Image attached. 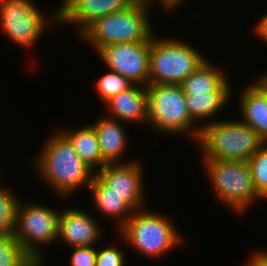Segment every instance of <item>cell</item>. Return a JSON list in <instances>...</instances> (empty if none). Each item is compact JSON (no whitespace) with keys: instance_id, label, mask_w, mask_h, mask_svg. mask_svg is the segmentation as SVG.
Returning <instances> with one entry per match:
<instances>
[{"instance_id":"obj_18","label":"cell","mask_w":267,"mask_h":266,"mask_svg":"<svg viewBox=\"0 0 267 266\" xmlns=\"http://www.w3.org/2000/svg\"><path fill=\"white\" fill-rule=\"evenodd\" d=\"M243 88L239 98L241 122L253 128L267 143V96L255 83Z\"/></svg>"},{"instance_id":"obj_19","label":"cell","mask_w":267,"mask_h":266,"mask_svg":"<svg viewBox=\"0 0 267 266\" xmlns=\"http://www.w3.org/2000/svg\"><path fill=\"white\" fill-rule=\"evenodd\" d=\"M60 128L59 130L68 138L74 150L82 161L95 173L103 168L107 163L103 160L97 135L94 128L87 124L75 130L74 128Z\"/></svg>"},{"instance_id":"obj_24","label":"cell","mask_w":267,"mask_h":266,"mask_svg":"<svg viewBox=\"0 0 267 266\" xmlns=\"http://www.w3.org/2000/svg\"><path fill=\"white\" fill-rule=\"evenodd\" d=\"M18 200L7 186L0 188V236L13 233Z\"/></svg>"},{"instance_id":"obj_32","label":"cell","mask_w":267,"mask_h":266,"mask_svg":"<svg viewBox=\"0 0 267 266\" xmlns=\"http://www.w3.org/2000/svg\"><path fill=\"white\" fill-rule=\"evenodd\" d=\"M27 266H43V262L32 260Z\"/></svg>"},{"instance_id":"obj_4","label":"cell","mask_w":267,"mask_h":266,"mask_svg":"<svg viewBox=\"0 0 267 266\" xmlns=\"http://www.w3.org/2000/svg\"><path fill=\"white\" fill-rule=\"evenodd\" d=\"M169 217L144 208L135 211L116 232L138 253L158 259L184 241Z\"/></svg>"},{"instance_id":"obj_25","label":"cell","mask_w":267,"mask_h":266,"mask_svg":"<svg viewBox=\"0 0 267 266\" xmlns=\"http://www.w3.org/2000/svg\"><path fill=\"white\" fill-rule=\"evenodd\" d=\"M125 254L116 246H104L102 249H97L95 266H124Z\"/></svg>"},{"instance_id":"obj_2","label":"cell","mask_w":267,"mask_h":266,"mask_svg":"<svg viewBox=\"0 0 267 266\" xmlns=\"http://www.w3.org/2000/svg\"><path fill=\"white\" fill-rule=\"evenodd\" d=\"M204 160L248 162L265 142L258 133L241 122L209 121L202 126L197 139Z\"/></svg>"},{"instance_id":"obj_21","label":"cell","mask_w":267,"mask_h":266,"mask_svg":"<svg viewBox=\"0 0 267 266\" xmlns=\"http://www.w3.org/2000/svg\"><path fill=\"white\" fill-rule=\"evenodd\" d=\"M32 260L13 233L0 236V266H27Z\"/></svg>"},{"instance_id":"obj_9","label":"cell","mask_w":267,"mask_h":266,"mask_svg":"<svg viewBox=\"0 0 267 266\" xmlns=\"http://www.w3.org/2000/svg\"><path fill=\"white\" fill-rule=\"evenodd\" d=\"M53 13L46 17L31 0H0V28L13 43L28 48L47 27L57 25Z\"/></svg>"},{"instance_id":"obj_7","label":"cell","mask_w":267,"mask_h":266,"mask_svg":"<svg viewBox=\"0 0 267 266\" xmlns=\"http://www.w3.org/2000/svg\"><path fill=\"white\" fill-rule=\"evenodd\" d=\"M215 196L226 206L241 214L254 203L263 200L256 192L248 162L203 160ZM248 207V208H247Z\"/></svg>"},{"instance_id":"obj_15","label":"cell","mask_w":267,"mask_h":266,"mask_svg":"<svg viewBox=\"0 0 267 266\" xmlns=\"http://www.w3.org/2000/svg\"><path fill=\"white\" fill-rule=\"evenodd\" d=\"M122 124L123 122L120 123L106 115L94 124H90L97 135L102 158L107 164L132 162L121 161L128 146L126 130Z\"/></svg>"},{"instance_id":"obj_3","label":"cell","mask_w":267,"mask_h":266,"mask_svg":"<svg viewBox=\"0 0 267 266\" xmlns=\"http://www.w3.org/2000/svg\"><path fill=\"white\" fill-rule=\"evenodd\" d=\"M151 5L134 2L128 8L97 19L80 39L96 49L115 43L150 42L153 34ZM151 24V25H150Z\"/></svg>"},{"instance_id":"obj_10","label":"cell","mask_w":267,"mask_h":266,"mask_svg":"<svg viewBox=\"0 0 267 266\" xmlns=\"http://www.w3.org/2000/svg\"><path fill=\"white\" fill-rule=\"evenodd\" d=\"M103 64L136 85L147 86L149 80L150 42L115 43L97 51Z\"/></svg>"},{"instance_id":"obj_27","label":"cell","mask_w":267,"mask_h":266,"mask_svg":"<svg viewBox=\"0 0 267 266\" xmlns=\"http://www.w3.org/2000/svg\"><path fill=\"white\" fill-rule=\"evenodd\" d=\"M251 256L246 266H267V250L256 251Z\"/></svg>"},{"instance_id":"obj_11","label":"cell","mask_w":267,"mask_h":266,"mask_svg":"<svg viewBox=\"0 0 267 266\" xmlns=\"http://www.w3.org/2000/svg\"><path fill=\"white\" fill-rule=\"evenodd\" d=\"M132 0H63L55 10L57 25L77 27L80 36L97 19L122 11L132 5Z\"/></svg>"},{"instance_id":"obj_12","label":"cell","mask_w":267,"mask_h":266,"mask_svg":"<svg viewBox=\"0 0 267 266\" xmlns=\"http://www.w3.org/2000/svg\"><path fill=\"white\" fill-rule=\"evenodd\" d=\"M138 161L106 164L96 174L111 191L125 196V201L135 210L144 209L143 166ZM144 202V203H143Z\"/></svg>"},{"instance_id":"obj_17","label":"cell","mask_w":267,"mask_h":266,"mask_svg":"<svg viewBox=\"0 0 267 266\" xmlns=\"http://www.w3.org/2000/svg\"><path fill=\"white\" fill-rule=\"evenodd\" d=\"M232 85L228 79L216 92L207 93H184L187 109L191 119L196 122H202L200 127L208 124L210 118L218 115L223 108H226L232 94ZM207 120V122H206Z\"/></svg>"},{"instance_id":"obj_26","label":"cell","mask_w":267,"mask_h":266,"mask_svg":"<svg viewBox=\"0 0 267 266\" xmlns=\"http://www.w3.org/2000/svg\"><path fill=\"white\" fill-rule=\"evenodd\" d=\"M70 266H95L97 249L95 246L72 247Z\"/></svg>"},{"instance_id":"obj_23","label":"cell","mask_w":267,"mask_h":266,"mask_svg":"<svg viewBox=\"0 0 267 266\" xmlns=\"http://www.w3.org/2000/svg\"><path fill=\"white\" fill-rule=\"evenodd\" d=\"M94 85L104 104L122 91L130 88L133 83L117 72L107 71L99 77Z\"/></svg>"},{"instance_id":"obj_8","label":"cell","mask_w":267,"mask_h":266,"mask_svg":"<svg viewBox=\"0 0 267 266\" xmlns=\"http://www.w3.org/2000/svg\"><path fill=\"white\" fill-rule=\"evenodd\" d=\"M20 201L16 206L13 234L33 260L44 262L39 246L52 244L58 239L60 212L35 203L24 205Z\"/></svg>"},{"instance_id":"obj_14","label":"cell","mask_w":267,"mask_h":266,"mask_svg":"<svg viewBox=\"0 0 267 266\" xmlns=\"http://www.w3.org/2000/svg\"><path fill=\"white\" fill-rule=\"evenodd\" d=\"M107 117L120 122L132 123L148 121V95L145 86L133 84L106 103Z\"/></svg>"},{"instance_id":"obj_5","label":"cell","mask_w":267,"mask_h":266,"mask_svg":"<svg viewBox=\"0 0 267 266\" xmlns=\"http://www.w3.org/2000/svg\"><path fill=\"white\" fill-rule=\"evenodd\" d=\"M178 38L152 36L148 84L180 85L207 58Z\"/></svg>"},{"instance_id":"obj_29","label":"cell","mask_w":267,"mask_h":266,"mask_svg":"<svg viewBox=\"0 0 267 266\" xmlns=\"http://www.w3.org/2000/svg\"><path fill=\"white\" fill-rule=\"evenodd\" d=\"M184 0H156V2L162 4L163 9L168 12L171 10H175L179 5H181Z\"/></svg>"},{"instance_id":"obj_16","label":"cell","mask_w":267,"mask_h":266,"mask_svg":"<svg viewBox=\"0 0 267 266\" xmlns=\"http://www.w3.org/2000/svg\"><path fill=\"white\" fill-rule=\"evenodd\" d=\"M91 191L93 205L96 210L109 219H115L116 228L119 230L132 216L135 210L125 201V196L111 191L109 187L96 173L88 187Z\"/></svg>"},{"instance_id":"obj_28","label":"cell","mask_w":267,"mask_h":266,"mask_svg":"<svg viewBox=\"0 0 267 266\" xmlns=\"http://www.w3.org/2000/svg\"><path fill=\"white\" fill-rule=\"evenodd\" d=\"M254 29V34L258 35L260 39L267 43V13L264 16L262 15V18L257 22Z\"/></svg>"},{"instance_id":"obj_13","label":"cell","mask_w":267,"mask_h":266,"mask_svg":"<svg viewBox=\"0 0 267 266\" xmlns=\"http://www.w3.org/2000/svg\"><path fill=\"white\" fill-rule=\"evenodd\" d=\"M102 228L91 215L78 209L60 211L58 241L72 247L95 246L102 238ZM60 238V239H59Z\"/></svg>"},{"instance_id":"obj_30","label":"cell","mask_w":267,"mask_h":266,"mask_svg":"<svg viewBox=\"0 0 267 266\" xmlns=\"http://www.w3.org/2000/svg\"><path fill=\"white\" fill-rule=\"evenodd\" d=\"M255 84L263 91V93L267 96V73L259 78V80L254 81Z\"/></svg>"},{"instance_id":"obj_20","label":"cell","mask_w":267,"mask_h":266,"mask_svg":"<svg viewBox=\"0 0 267 266\" xmlns=\"http://www.w3.org/2000/svg\"><path fill=\"white\" fill-rule=\"evenodd\" d=\"M227 78L219 67L213 66L206 59L180 85L184 93L216 92L228 80Z\"/></svg>"},{"instance_id":"obj_22","label":"cell","mask_w":267,"mask_h":266,"mask_svg":"<svg viewBox=\"0 0 267 266\" xmlns=\"http://www.w3.org/2000/svg\"><path fill=\"white\" fill-rule=\"evenodd\" d=\"M248 166L257 194L267 199V143L248 160Z\"/></svg>"},{"instance_id":"obj_6","label":"cell","mask_w":267,"mask_h":266,"mask_svg":"<svg viewBox=\"0 0 267 266\" xmlns=\"http://www.w3.org/2000/svg\"><path fill=\"white\" fill-rule=\"evenodd\" d=\"M148 121L151 127L162 134H191L195 142L200 134V125L188 112L185 94L181 85L148 84Z\"/></svg>"},{"instance_id":"obj_1","label":"cell","mask_w":267,"mask_h":266,"mask_svg":"<svg viewBox=\"0 0 267 266\" xmlns=\"http://www.w3.org/2000/svg\"><path fill=\"white\" fill-rule=\"evenodd\" d=\"M34 158V166L42 182L63 198L72 196V193H76L82 186L89 187L95 175L59 129L49 135L40 154Z\"/></svg>"},{"instance_id":"obj_31","label":"cell","mask_w":267,"mask_h":266,"mask_svg":"<svg viewBox=\"0 0 267 266\" xmlns=\"http://www.w3.org/2000/svg\"><path fill=\"white\" fill-rule=\"evenodd\" d=\"M133 2H140V3H145V4H148V5H153L156 0H132Z\"/></svg>"}]
</instances>
